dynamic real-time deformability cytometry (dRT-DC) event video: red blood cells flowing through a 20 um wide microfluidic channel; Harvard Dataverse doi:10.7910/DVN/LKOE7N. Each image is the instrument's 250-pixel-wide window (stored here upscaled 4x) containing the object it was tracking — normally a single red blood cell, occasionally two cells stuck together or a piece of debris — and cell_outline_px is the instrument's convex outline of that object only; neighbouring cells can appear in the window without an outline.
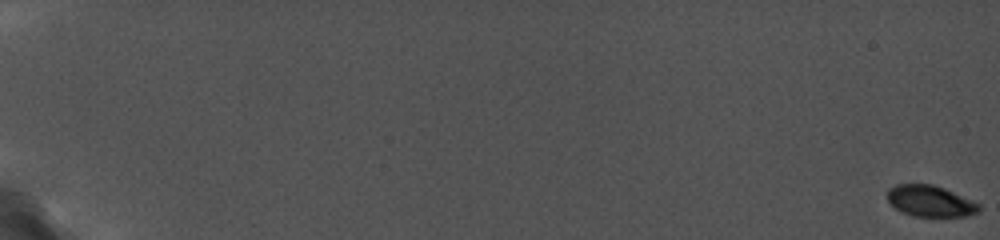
{"species": "common noctule bat (a hibernating species)", "species_latin": "Nyctalus noctula", "temperature_condition": "cold", "stored_images_in_passage": 69, "camera_frame_rate_fps": 5000, "um_per_image_px": 0.085, "animal": {"sex": "female", "body_mass_g": 19.0, "forearm_length_mm": 56.7}, "frame": {"image": 1, "passage_image": 1, "time_ms": 0.0, "image_size_px": [1000, 240], "cell_outline_px": [[980, 212], [964, 216], [912, 216], [900, 212], [888, 200], [888, 188], [896, 184], [932, 184], [944, 188], [972, 200], [980, 204]], "centroid_in_image_um": [79.07, 17.09], "position_along_channel_um": 5.9, "area_um2": 16.65}}
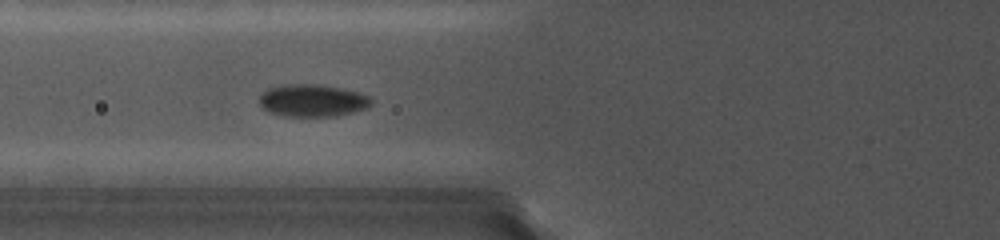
{"frame": {"image": 2, "passage_image": 37, "time_ms": 8.8, "image_size_px": [1000, 240], "cell_outline_px": [[372, 104], [368, 108], [336, 116], [284, 116], [268, 112], [260, 104], [260, 96], [268, 88], [284, 84], [316, 84], [340, 88], [360, 92], [372, 96]], "centroid_in_image_um": [26.6, 8.54], "position_along_channel_um": 99.2, "area_um2": 21.21}}
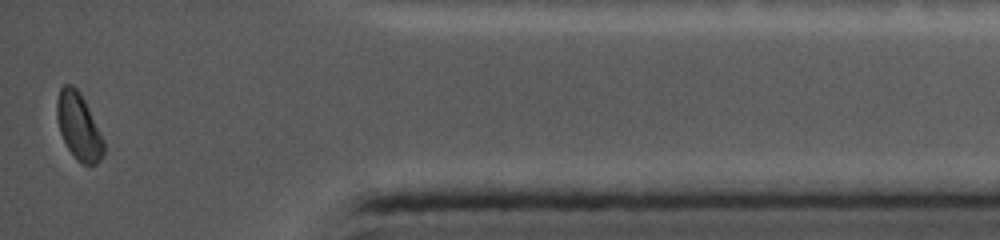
{"frame": {"image": 3, "passage_image": 69, "time_ms": 18.0, "image_size_px": [1000, 240], "cell_outline_px": [[104, 152], [100, 160], [96, 164], [84, 164], [76, 160], [68, 148], [60, 132], [56, 116], [56, 100], [60, 88], [64, 84], [72, 84], [80, 92], [104, 140]], "centroid_in_image_um": [6.67, 10.73], "position_along_channel_um": 428.5, "area_um2": 18.09}}